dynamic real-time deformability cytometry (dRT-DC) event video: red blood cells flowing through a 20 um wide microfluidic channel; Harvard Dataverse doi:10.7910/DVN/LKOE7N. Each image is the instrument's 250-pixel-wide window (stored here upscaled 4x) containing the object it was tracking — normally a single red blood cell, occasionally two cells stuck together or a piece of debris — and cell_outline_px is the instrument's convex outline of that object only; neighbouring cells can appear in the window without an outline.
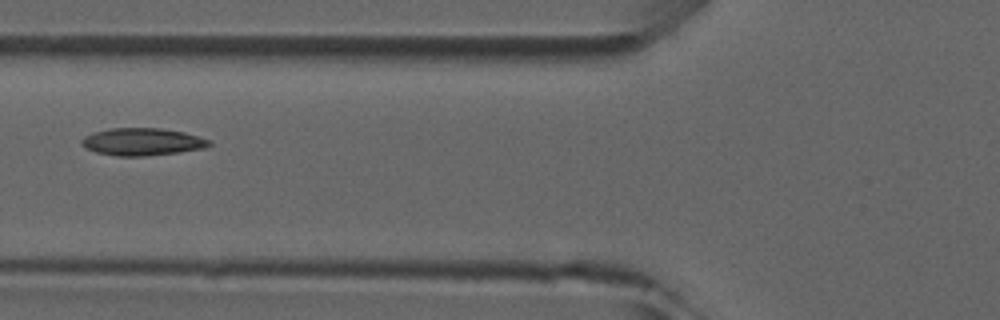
{"species": "common noctule bat (a hibernating species)", "species_latin": "Nyctalus noctula", "temperature_condition": "room temperature", "stored_images_in_passage": 6, "camera_frame_rate_fps": 3000, "um_per_image_px": 0.085, "animal": {"sex": "male", "forearm_length_mm": 52.5}, "frame": {"image": 1, "passage_image": 5, "time_ms": 4.333, "image_size_px": [1000, 320], "cell_outline_px": [[212, 144], [204, 148], [180, 152], [144, 156], [116, 156], [96, 152], [84, 148], [80, 144], [80, 140], [84, 136], [92, 132], [112, 128], [160, 128], [184, 132], [200, 136], [212, 140]], "centroid_in_image_um": [12.08, 12.05], "position_along_channel_um": 113.7, "area_um2": 20.63}}
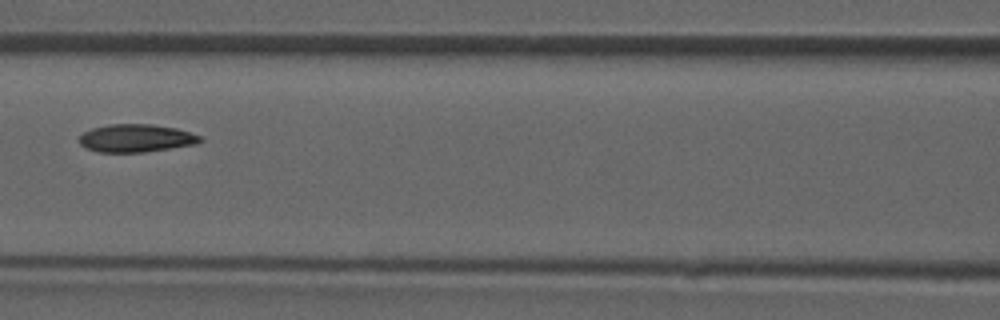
{"frame": {"image": 2, "passage_image": 6, "time_ms": 5.333, "image_size_px": [1000, 320], "cell_outline_px": [[204, 140], [196, 144], [144, 152], [100, 152], [84, 148], [80, 144], [80, 136], [84, 132], [92, 128], [108, 124], [152, 124], [176, 128], [200, 136]], "centroid_in_image_um": [11.55, 11.74], "position_along_channel_um": 155.0, "area_um2": 19.59}}